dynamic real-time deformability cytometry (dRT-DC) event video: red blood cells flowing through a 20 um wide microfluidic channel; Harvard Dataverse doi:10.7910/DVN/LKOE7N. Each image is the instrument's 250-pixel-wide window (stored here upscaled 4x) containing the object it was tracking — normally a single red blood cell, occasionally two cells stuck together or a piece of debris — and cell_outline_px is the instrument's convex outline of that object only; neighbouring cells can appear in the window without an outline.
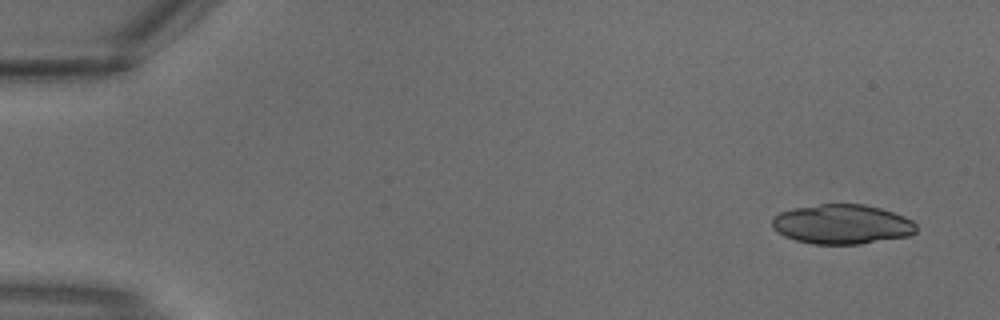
{"species": "common noctule bat (a hibernating species)", "species_latin": "Nyctalus noctula", "temperature_condition": "warm", "stored_images_in_passage": 3, "camera_frame_rate_fps": 3000, "um_per_image_px": 0.085, "animal": {"sex": "male", "body_mass_g": 18.8}, "frame": {"image": 1, "passage_image": 1, "time_ms": 0.0, "image_size_px": [1000, 320], "cell_outline_px": [[916, 232], [908, 236], [860, 244], [812, 244], [796, 240], [784, 236], [772, 228], [772, 216], [780, 212], [792, 208], [820, 204], [864, 204], [880, 208], [904, 216], [912, 220], [916, 224]], "centroid_in_image_um": [71.55, 19.06], "position_along_channel_um": 13.5, "area_um2": 33.41}}